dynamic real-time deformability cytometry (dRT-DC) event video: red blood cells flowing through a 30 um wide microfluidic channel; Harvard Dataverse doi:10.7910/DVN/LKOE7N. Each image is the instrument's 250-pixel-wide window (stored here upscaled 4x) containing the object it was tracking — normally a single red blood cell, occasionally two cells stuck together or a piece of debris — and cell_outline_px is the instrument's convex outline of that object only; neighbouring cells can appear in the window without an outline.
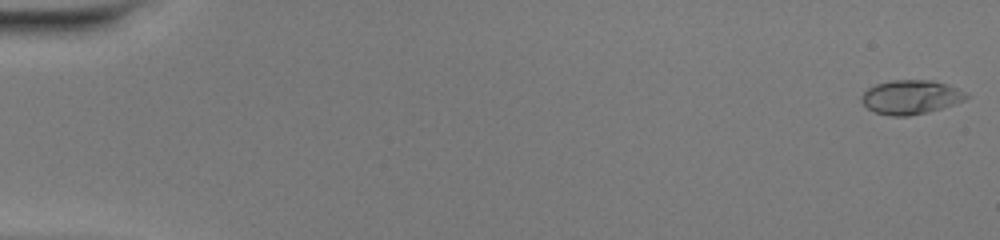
{"species": "common noctule bat (a hibernating species)", "species_latin": "Nyctalus noctula", "temperature_condition": "warm", "stored_images_in_passage": 50, "camera_frame_rate_fps": 3000, "um_per_image_px": 0.085, "animal": {"sex": "female", "body_mass_g": 20.0, "forearm_length_mm": 54.0}, "frame": {"image": 1, "passage_image": 1, "time_ms": 0.0, "image_size_px": [1000, 240], "cell_outline_px": [[968, 96], [964, 100], [928, 112], [908, 116], [892, 116], [876, 112], [868, 108], [860, 100], [860, 96], [868, 88], [876, 84], [892, 80], [932, 80], [948, 84], [964, 92]], "centroid_in_image_um": [77.38, 8.24], "position_along_channel_um": 7.6, "area_um2": 20.58}}
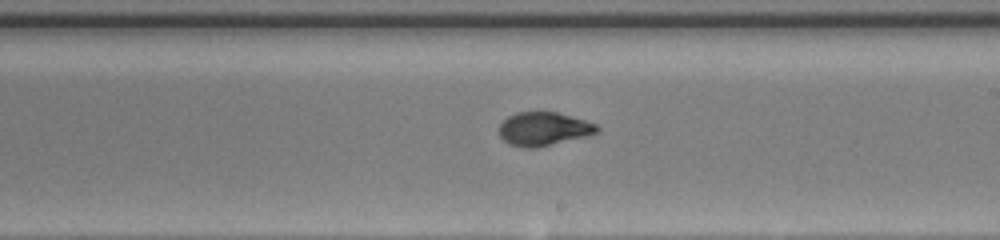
{"frame": {"image": 2, "passage_image": 30, "time_ms": 9.667, "image_size_px": [1000, 240], "cell_outline_px": [[600, 132], [588, 136], [536, 148], [524, 148], [508, 144], [500, 136], [500, 124], [508, 116], [516, 112], [556, 112], [584, 120], [596, 124], [600, 128]], "centroid_in_image_um": [46.22, 10.97], "position_along_channel_um": 242.8, "area_um2": 19.19}}
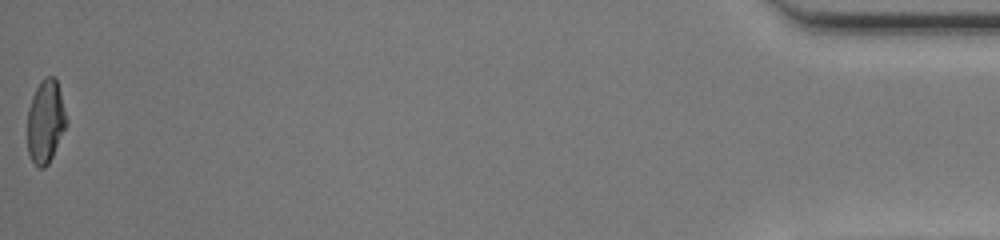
{"frame": {"image": 3, "passage_image": 50, "time_ms": 16.333, "image_size_px": [1000, 240], "cell_outline_px": [[68, 124], [48, 164], [44, 168], [40, 168], [32, 160], [28, 152], [28, 108], [32, 96], [36, 88], [48, 76], [52, 76], [56, 80], [60, 92], [68, 120]], "centroid_in_image_um": [3.89, 10.35], "position_along_channel_um": 431.3, "area_um2": 18.67}, "authors_computed_cell_mechanics": {"area_um2": 19.2763, "velocity_mm_per_s": 4.2145, "shape_relaxation_time_tau1_ms": 4.7344, "shape_relaxation_time_tau2_ms": null, "deformation_change_tau1": 0.2249, "deformation_change_tau2": null}}